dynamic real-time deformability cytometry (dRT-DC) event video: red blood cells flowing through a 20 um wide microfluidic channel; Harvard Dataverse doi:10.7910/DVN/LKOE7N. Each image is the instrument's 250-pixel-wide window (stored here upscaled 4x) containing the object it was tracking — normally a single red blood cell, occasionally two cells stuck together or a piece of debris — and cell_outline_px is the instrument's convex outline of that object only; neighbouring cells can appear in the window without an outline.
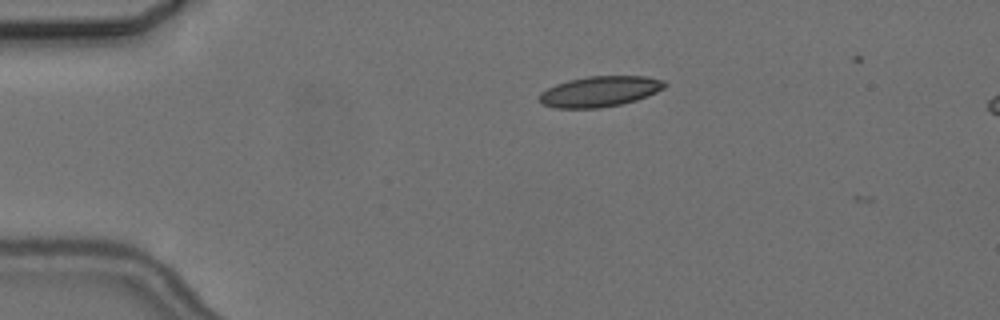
{"species": "common noctule bat (a hibernating species)", "species_latin": "Nyctalus noctula", "temperature_condition": "cold", "stored_images_in_passage": 2, "camera_frame_rate_fps": 3000, "um_per_image_px": 0.085, "animal": {"sex": "female", "body_mass_g": 24.6, "forearm_length_mm": 56.2}, "frame": {"image": 1, "passage_image": 1, "time_ms": 0.0, "image_size_px": [1000, 320], "cell_outline_px": [[668, 84], [664, 88], [648, 96], [636, 100], [620, 104], [600, 108], [556, 108], [540, 104], [540, 92], [556, 84], [568, 80], [588, 76], [648, 76], [664, 80]], "centroid_in_image_um": [51.0, 7.77], "position_along_channel_um": 34.0, "area_um2": 22.43}}